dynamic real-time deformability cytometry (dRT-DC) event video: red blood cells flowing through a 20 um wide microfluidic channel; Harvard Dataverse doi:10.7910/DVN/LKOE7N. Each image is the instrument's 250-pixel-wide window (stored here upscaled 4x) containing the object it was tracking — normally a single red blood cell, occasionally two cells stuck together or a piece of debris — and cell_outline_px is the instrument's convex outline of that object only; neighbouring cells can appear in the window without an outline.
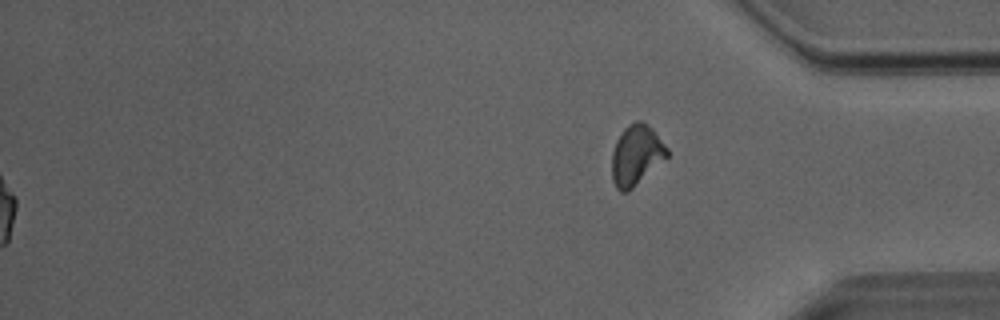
{"species": "Egyptian fruit bat (a non-hibernating species)", "species_latin": "Rousettus aegyptiacus", "temperature_condition": "room temperature", "stored_images_in_passage": 52, "segment_of_instrument_passage": [2, 2], "camera_frame_rate_fps": 3000, "um_per_image_px": 0.085, "animal": {"sex": "male"}, "frame": {"image": 1, "passage_image": 52, "time_ms": 17.0, "image_size_px": [1000, 320], "cell_outline_px": [[668, 156], [628, 192], [620, 192], [616, 188], [612, 180], [612, 152], [616, 140], [624, 128], [628, 124], [636, 120], [640, 120], [648, 124], [652, 128], [668, 148]], "centroid_in_image_um": [54.07, 13.17], "position_along_channel_um": 381.1, "area_um2": 19.42}}